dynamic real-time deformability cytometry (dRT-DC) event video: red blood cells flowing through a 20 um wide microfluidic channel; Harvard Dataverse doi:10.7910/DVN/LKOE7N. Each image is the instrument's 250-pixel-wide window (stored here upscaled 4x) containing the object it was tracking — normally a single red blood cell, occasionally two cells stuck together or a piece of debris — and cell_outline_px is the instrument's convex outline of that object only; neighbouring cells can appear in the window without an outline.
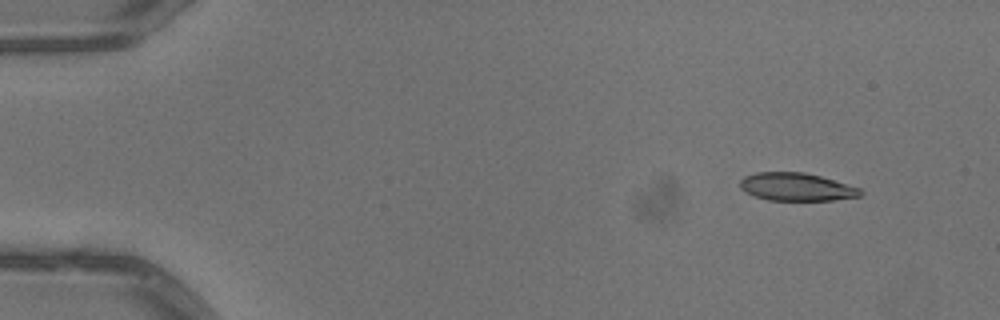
{"species": "common noctule bat (a hibernating species)", "species_latin": "Nyctalus noctula", "temperature_condition": "warm", "stored_images_in_passage": 5, "camera_frame_rate_fps": 3000, "um_per_image_px": 0.085, "animal": {"sex": "male", "body_mass_g": 13.3}, "frame": {"image": 1, "passage_image": 2, "time_ms": 0.333, "image_size_px": [1000, 320], "cell_outline_px": [[864, 192], [860, 196], [832, 200], [768, 200], [756, 196], [740, 188], [740, 180], [744, 176], [756, 172], [804, 172], [820, 176], [860, 188]], "centroid_in_image_um": [67.7, 15.88], "position_along_channel_um": 17.3, "area_um2": 19.42}}
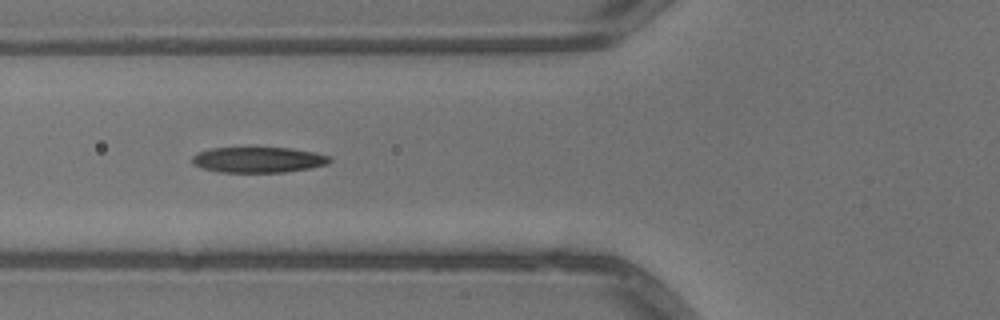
{"frame": {"image": 2, "passage_image": 4, "time_ms": 1.0, "image_size_px": [1000, 320], "cell_outline_px": [[332, 160], [328, 164], [312, 168], [284, 172], [220, 172], [204, 168], [192, 164], [192, 156], [200, 152], [212, 148], [256, 144], [292, 148], [316, 152], [332, 156]], "centroid_in_image_um": [22.01, 13.52], "position_along_channel_um": 103.8, "area_um2": 21.73}}
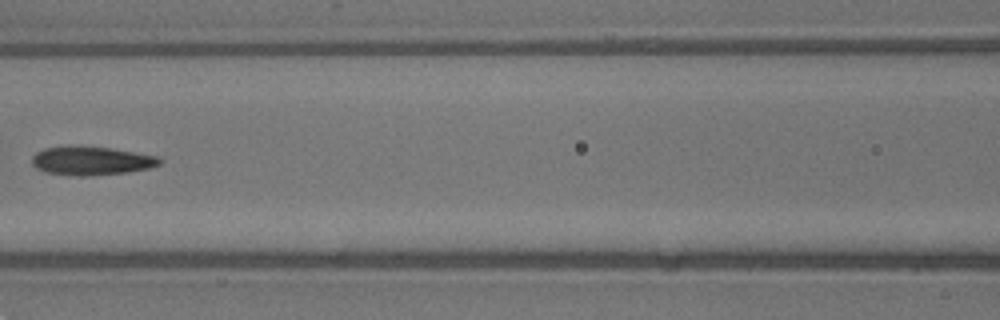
{"frame": {"image": 3, "passage_image": 5, "time_ms": 1.333, "image_size_px": [1000, 320], "cell_outline_px": [[164, 160], [160, 164], [148, 168], [124, 172], [88, 176], [76, 176], [44, 172], [36, 168], [32, 164], [32, 156], [36, 152], [44, 148], [108, 148], [160, 156]], "centroid_in_image_um": [7.79, 13.7], "position_along_channel_um": 158.8, "area_um2": 20.69}}